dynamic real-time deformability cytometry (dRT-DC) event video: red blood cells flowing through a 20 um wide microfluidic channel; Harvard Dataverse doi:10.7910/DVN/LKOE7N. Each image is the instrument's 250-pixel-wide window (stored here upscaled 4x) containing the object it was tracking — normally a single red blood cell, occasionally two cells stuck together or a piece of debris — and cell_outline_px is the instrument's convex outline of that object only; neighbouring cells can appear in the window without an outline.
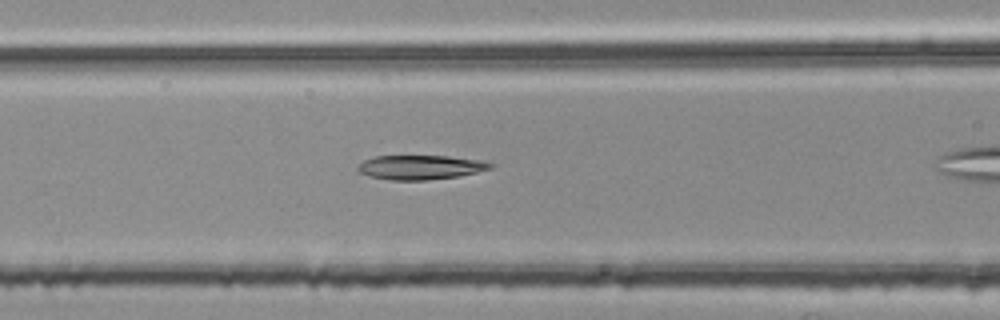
{"species": "common noctule bat (a hibernating species)", "species_latin": "Nyctalus noctula", "temperature_condition": "room temperature", "stored_images_in_passage": 17, "camera_frame_rate_fps": 3000, "um_per_image_px": 0.085, "animal": {"sex": "female", "body_mass_g": 25.1}, "frame": {"image": 1, "passage_image": 6, "time_ms": 1.667, "image_size_px": [1000, 320], "cell_outline_px": [[496, 164], [492, 168], [460, 176], [428, 180], [392, 180], [372, 176], [360, 172], [356, 168], [364, 160], [376, 156], [448, 156], [480, 160]], "centroid_in_image_um": [35.78, 14.21], "position_along_channel_um": 130.8, "area_um2": 18.67}}
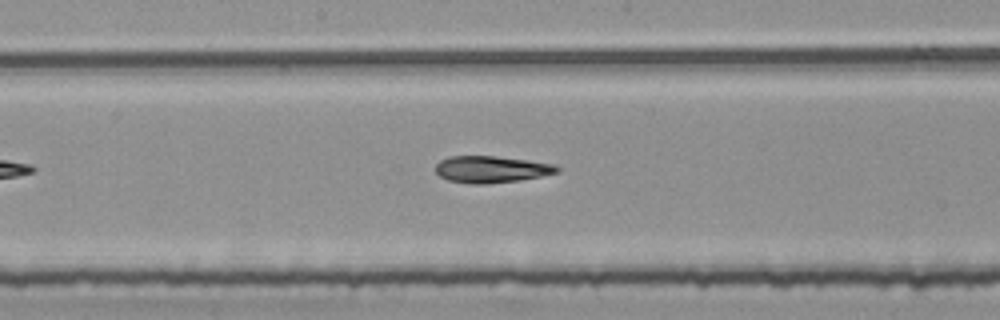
{"frame": {"image": 2, "passage_image": 12, "time_ms": 3.667, "image_size_px": [1000, 320], "cell_outline_px": [[560, 168], [556, 172], [540, 176], [520, 180], [484, 184], [472, 184], [448, 180], [440, 176], [436, 172], [436, 164], [440, 160], [448, 156], [496, 156], [528, 160], [556, 164]], "centroid_in_image_um": [41.74, 14.38], "position_along_channel_um": 206.5, "area_um2": 18.9}}
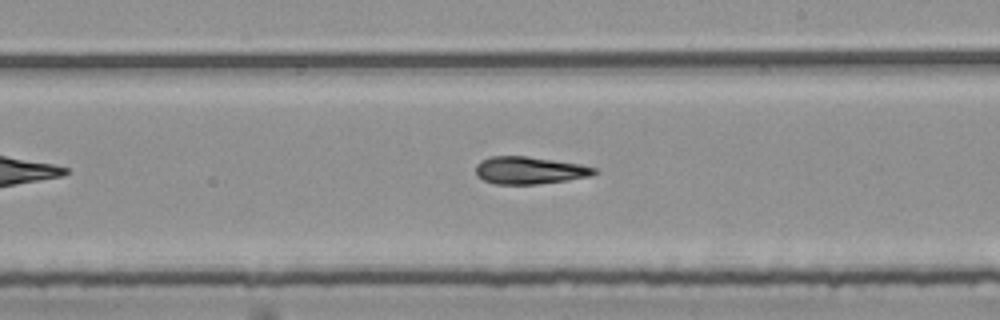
{"frame": {"image": 3, "passage_image": 15, "time_ms": 4.667, "image_size_px": [1000, 320], "cell_outline_px": [[596, 172], [592, 176], [536, 184], [496, 184], [484, 180], [476, 176], [476, 164], [480, 160], [492, 156], [524, 156], [580, 164], [596, 168]], "centroid_in_image_um": [44.96, 14.48], "position_along_channel_um": 244.0, "area_um2": 18.73}}